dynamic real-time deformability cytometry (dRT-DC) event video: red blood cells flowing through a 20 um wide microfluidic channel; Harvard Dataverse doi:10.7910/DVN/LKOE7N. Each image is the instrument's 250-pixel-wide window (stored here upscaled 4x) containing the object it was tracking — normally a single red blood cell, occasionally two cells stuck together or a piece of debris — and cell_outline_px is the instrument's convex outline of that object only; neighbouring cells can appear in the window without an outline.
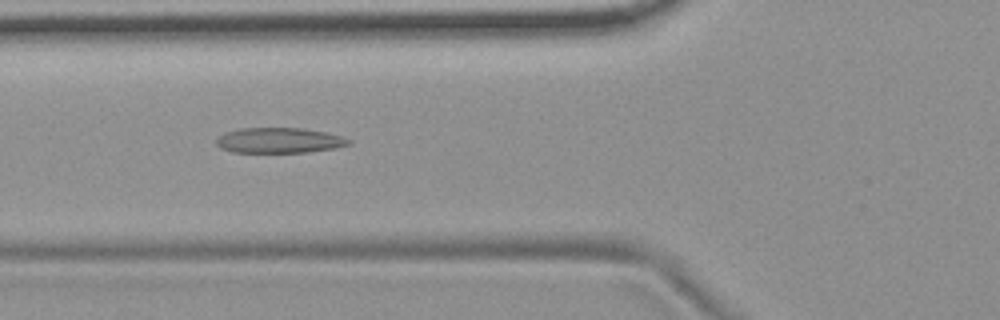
{"species": "common noctule bat (a hibernating species)", "species_latin": "Nyctalus noctula", "temperature_condition": "room temperature", "stored_images_in_passage": 37, "camera_frame_rate_fps": 3000, "um_per_image_px": 0.085, "animal": {"sex": "female", "body_mass_g": 19.9}, "frame": {"image": 1, "passage_image": 5, "time_ms": 1.333, "image_size_px": [1000, 320], "cell_outline_px": [[352, 144], [336, 148], [308, 152], [232, 152], [220, 148], [216, 144], [216, 140], [224, 132], [240, 128], [300, 128], [324, 132], [340, 136], [352, 140]], "centroid_in_image_um": [23.73, 11.93], "position_along_channel_um": 102.1, "area_um2": 19.54}}
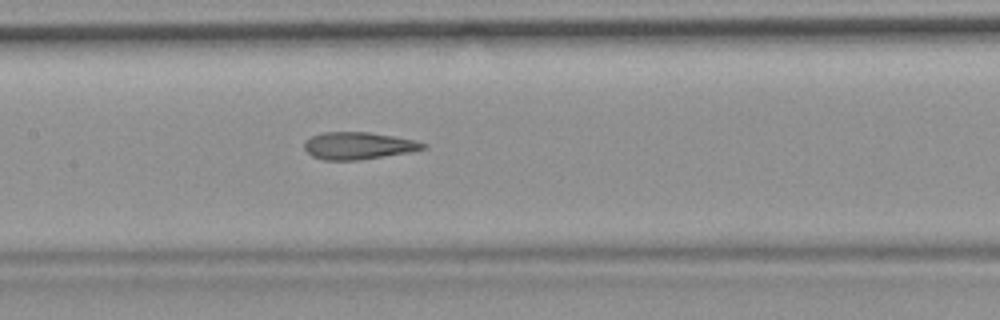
{"frame": {"image": 2, "passage_image": 11, "time_ms": 3.333, "image_size_px": [1000, 320], "cell_outline_px": [[428, 148], [408, 152], [360, 160], [324, 160], [312, 156], [304, 148], [304, 144], [312, 136], [324, 132], [368, 132], [416, 140], [428, 144]], "centroid_in_image_um": [30.49, 12.39], "position_along_channel_um": 176.9, "area_um2": 18.73}}
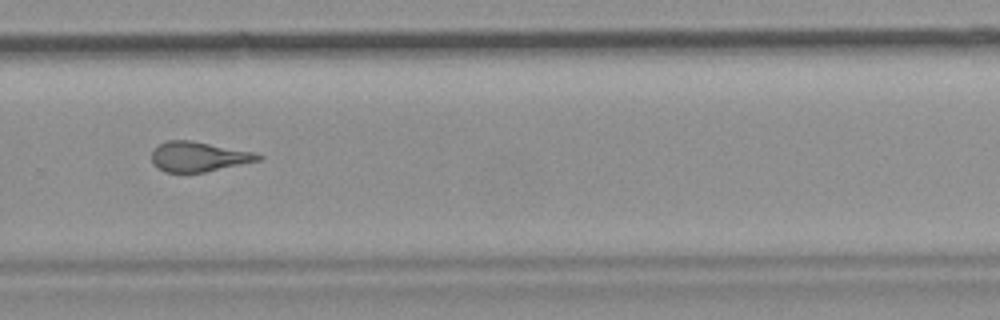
{"frame": {"image": 3, "passage_image": 22, "time_ms": 7.0, "image_size_px": [1000, 320], "cell_outline_px": [[264, 156], [260, 160], [204, 172], [164, 172], [156, 168], [152, 164], [152, 148], [168, 140], [192, 140], [256, 152]], "centroid_in_image_um": [16.86, 13.31], "position_along_channel_um": 312.9, "area_um2": 18.73}, "authors_computed_cell_mechanics": {"area_um2": 18.7272, "velocity_mm_per_s": 3.7345, "shape_relaxation_time_tau1_ms": null, "shape_relaxation_time_tau2_ms": 1.9815, "deformation_change_tau1": null, "deformation_change_tau2": 0.1194}}